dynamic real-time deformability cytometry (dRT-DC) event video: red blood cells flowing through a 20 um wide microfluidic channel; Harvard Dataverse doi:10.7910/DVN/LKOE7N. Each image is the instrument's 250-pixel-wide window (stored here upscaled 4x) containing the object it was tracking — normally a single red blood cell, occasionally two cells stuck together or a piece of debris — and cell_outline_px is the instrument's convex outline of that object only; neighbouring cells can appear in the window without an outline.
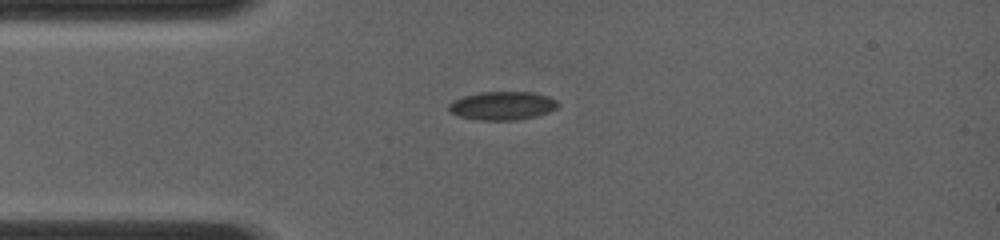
{"species": "common noctule bat (a hibernating species)", "species_latin": "Nyctalus noctula", "temperature_condition": "room temperature", "stored_images_in_passage": 8, "camera_frame_rate_fps": 4000, "um_per_image_px": 0.085, "animal": {"sex": "female", "body_mass_g": 19.0, "forearm_length_mm": 56.7}, "frame": {"image": 1, "passage_image": 3, "time_ms": 2.0, "image_size_px": [1000, 240], "cell_outline_px": [[560, 104], [556, 108], [548, 112], [536, 116], [516, 120], [476, 120], [460, 116], [448, 112], [448, 104], [452, 100], [464, 96], [480, 92], [532, 92], [548, 96], [556, 100]], "centroid_in_image_um": [42.67, 8.98], "position_along_channel_um": 42.3, "area_um2": 18.21}}
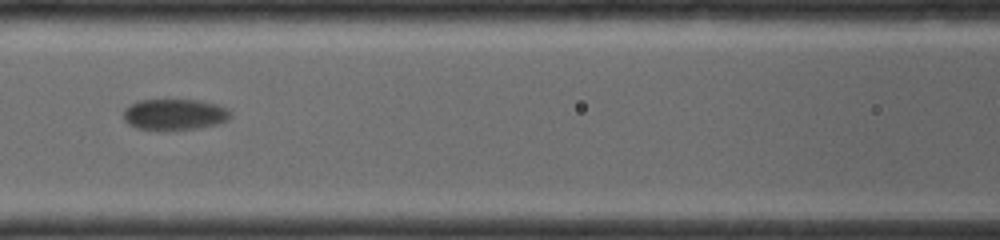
{"frame": {"image": 2, "passage_image": 6, "time_ms": 5.0, "image_size_px": [1000, 240], "cell_outline_px": [[232, 116], [228, 120], [216, 124], [200, 128], [136, 128], [128, 124], [124, 120], [124, 108], [140, 100], [200, 100], [216, 104], [228, 108], [232, 112]], "centroid_in_image_um": [14.89, 9.7], "position_along_channel_um": 151.7, "area_um2": 19.02}}
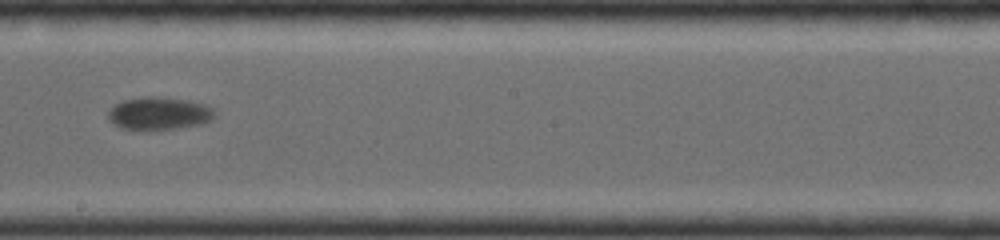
{"frame": {"image": 3, "passage_image": 8, "time_ms": 7.0, "image_size_px": [1000, 240], "cell_outline_px": [[216, 112], [208, 120], [200, 124], [172, 128], [120, 128], [108, 120], [108, 112], [116, 104], [124, 100], [148, 96], [188, 100], [204, 104], [212, 108]], "centroid_in_image_um": [13.5, 9.62], "position_along_channel_um": 234.7, "area_um2": 19.54}}